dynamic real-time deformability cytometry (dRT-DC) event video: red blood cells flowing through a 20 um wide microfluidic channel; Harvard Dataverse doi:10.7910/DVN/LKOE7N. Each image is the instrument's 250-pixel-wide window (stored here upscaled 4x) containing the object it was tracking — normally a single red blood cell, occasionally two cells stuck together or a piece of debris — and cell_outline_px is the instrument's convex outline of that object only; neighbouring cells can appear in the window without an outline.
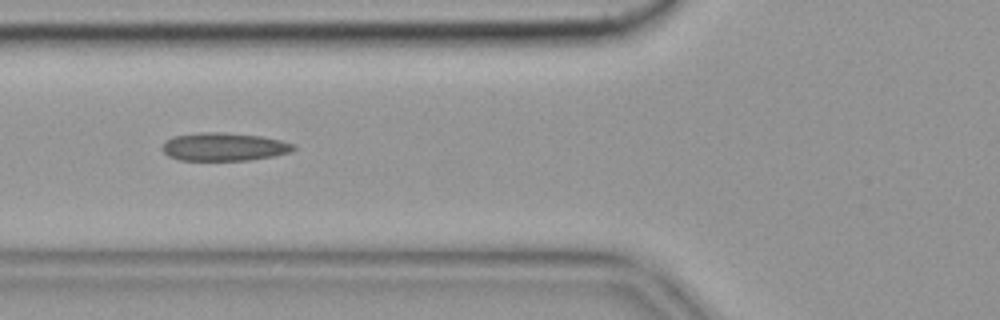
{"species": "common noctule bat (a hibernating species)", "species_latin": "Nyctalus noctula", "temperature_condition": "cold", "stored_images_in_passage": 50, "camera_frame_rate_fps": 3000, "um_per_image_px": 0.085, "animal": {"sex": "female", "body_mass_g": 19.9}, "frame": {"image": 1, "passage_image": 15, "time_ms": 4.667, "image_size_px": [1000, 320], "cell_outline_px": [[296, 148], [288, 152], [272, 156], [248, 160], [180, 160], [168, 156], [160, 148], [164, 140], [172, 136], [200, 132], [224, 132], [260, 136], [280, 140], [296, 144]], "centroid_in_image_um": [18.98, 12.47], "position_along_channel_um": 106.8, "area_um2": 21.62}, "authors_computed_cell_mechanics": {"area_um2": 21.2993, "velocity_mm_per_s": 3.553, "shape_relaxation_time_tau1_ms": null, "shape_relaxation_time_tau2_ms": 3.6897, "deformation_change_tau1": null, "deformation_change_tau2": 0.1242}}